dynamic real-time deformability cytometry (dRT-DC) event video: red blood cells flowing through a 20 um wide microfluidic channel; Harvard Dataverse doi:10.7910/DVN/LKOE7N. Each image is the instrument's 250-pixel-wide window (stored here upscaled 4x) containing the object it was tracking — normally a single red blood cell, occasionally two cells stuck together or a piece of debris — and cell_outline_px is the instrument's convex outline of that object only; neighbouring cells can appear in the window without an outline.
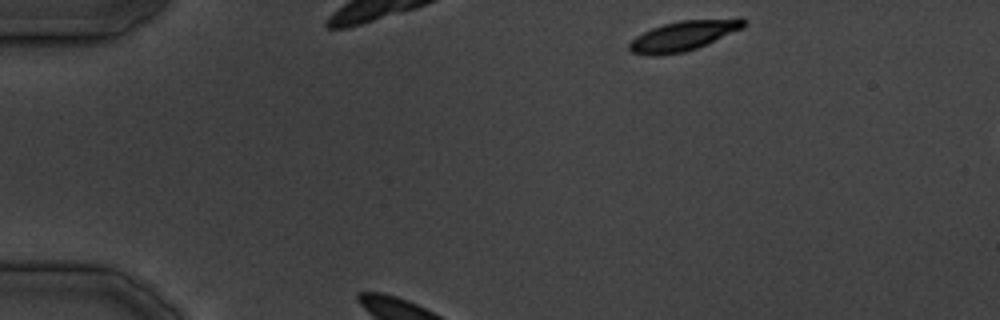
{"species": "common noctule bat (a hibernating species)", "species_latin": "Nyctalus noctula", "temperature_condition": "cold", "stored_images_in_passage": 8, "camera_frame_rate_fps": 3000, "um_per_image_px": 0.085, "animal": {"sex": "male", "body_mass_g": 19.5, "forearm_length_mm": 54.6}, "frame": {"image": 1, "passage_image": 1, "time_ms": 0.0, "image_size_px": [1000, 320], "cell_outline_px": [[748, 24], [744, 28], [696, 48], [684, 52], [656, 56], [648, 56], [632, 52], [628, 48], [628, 44], [636, 36], [652, 28], [664, 24], [680, 20], [740, 16], [748, 20]], "centroid_in_image_um": [58.19, 3.0], "position_along_channel_um": 26.8, "area_um2": 20.46}}